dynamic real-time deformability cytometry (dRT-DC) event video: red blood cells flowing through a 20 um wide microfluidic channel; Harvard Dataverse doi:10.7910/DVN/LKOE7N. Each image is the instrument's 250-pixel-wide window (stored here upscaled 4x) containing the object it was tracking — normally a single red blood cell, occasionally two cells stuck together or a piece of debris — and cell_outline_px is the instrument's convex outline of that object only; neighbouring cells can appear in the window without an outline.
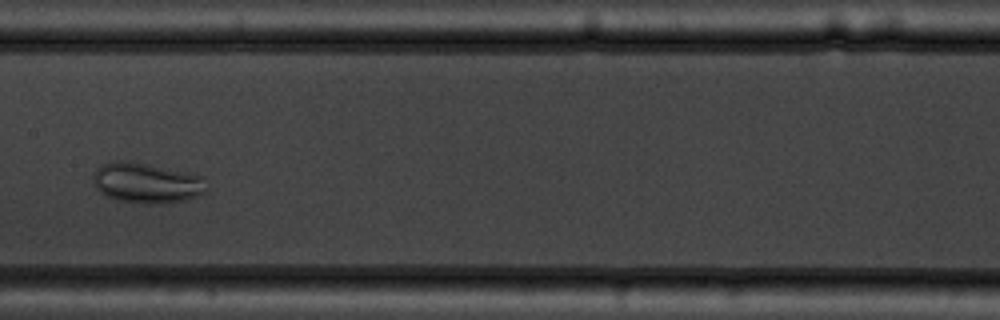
{"species": "common noctule bat (a hibernating species)", "species_latin": "Nyctalus noctula", "temperature_condition": "warm", "stored_images_in_passage": 6, "camera_frame_rate_fps": 3000, "um_per_image_px": 0.085, "animal": {"sex": "male", "body_mass_g": 19.5, "forearm_length_mm": 54.6}, "frame": {"image": 1, "passage_image": 6, "time_ms": 5.667, "image_size_px": [1000, 320], "cell_outline_px": [[208, 192], [200, 196], [188, 200], [168, 204], [144, 204], [116, 200], [100, 192], [96, 188], [92, 180], [92, 176], [96, 168], [104, 164], [116, 160], [128, 160], [148, 164], [200, 176]], "centroid_in_image_um": [12.44, 15.58], "position_along_channel_um": 195.0, "area_um2": 26.88}}